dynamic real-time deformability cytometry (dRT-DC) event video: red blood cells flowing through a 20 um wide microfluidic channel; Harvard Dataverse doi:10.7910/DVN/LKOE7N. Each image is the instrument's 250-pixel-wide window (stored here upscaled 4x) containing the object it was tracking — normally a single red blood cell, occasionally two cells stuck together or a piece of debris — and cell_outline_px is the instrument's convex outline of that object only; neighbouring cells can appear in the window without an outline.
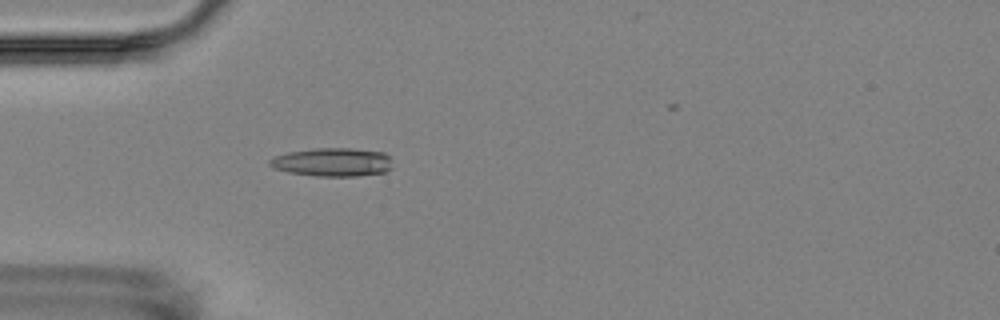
{"species": "Egyptian fruit bat (a non-hibernating species)", "species_latin": "Rousettus aegyptiacus", "temperature_condition": "room temperature", "stored_images_in_passage": 3, "camera_frame_rate_fps": 3000, "um_per_image_px": 0.085, "animal": {"sex": "female"}, "frame": {"image": 1, "passage_image": 3, "time_ms": 3.0, "image_size_px": [1000, 320], "cell_outline_px": [[392, 168], [384, 172], [356, 176], [316, 176], [288, 172], [272, 168], [268, 164], [268, 160], [276, 156], [288, 152], [312, 148], [352, 148], [384, 152], [388, 156]], "centroid_in_image_um": [28.23, 13.78], "position_along_channel_um": 56.8, "area_um2": 20.46}}